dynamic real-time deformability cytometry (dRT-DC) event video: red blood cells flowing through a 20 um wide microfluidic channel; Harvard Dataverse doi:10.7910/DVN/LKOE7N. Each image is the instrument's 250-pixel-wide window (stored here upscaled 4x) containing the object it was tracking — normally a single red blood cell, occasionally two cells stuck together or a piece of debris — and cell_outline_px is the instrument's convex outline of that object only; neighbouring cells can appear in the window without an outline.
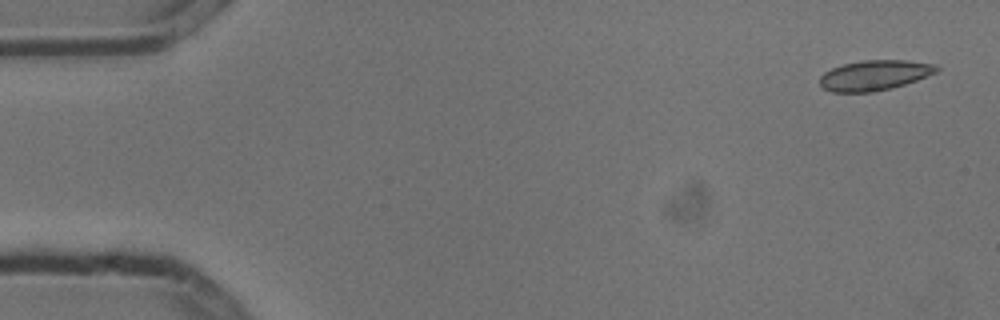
{"species": "common noctule bat (a hibernating species)", "species_latin": "Nyctalus noctula", "temperature_condition": "cold", "stored_images_in_passage": 5, "camera_frame_rate_fps": 3000, "um_per_image_px": 0.085, "animal": {"sex": "male", "body_mass_g": 13.3}, "frame": {"image": 1, "passage_image": 1, "time_ms": 0.0, "image_size_px": [1000, 320], "cell_outline_px": [[940, 68], [936, 72], [916, 80], [892, 88], [872, 92], [832, 92], [824, 88], [820, 84], [820, 76], [824, 72], [832, 68], [844, 64], [864, 60], [908, 60], [936, 64]], "centroid_in_image_um": [74.34, 6.39], "position_along_channel_um": 10.7, "area_um2": 20.46}}
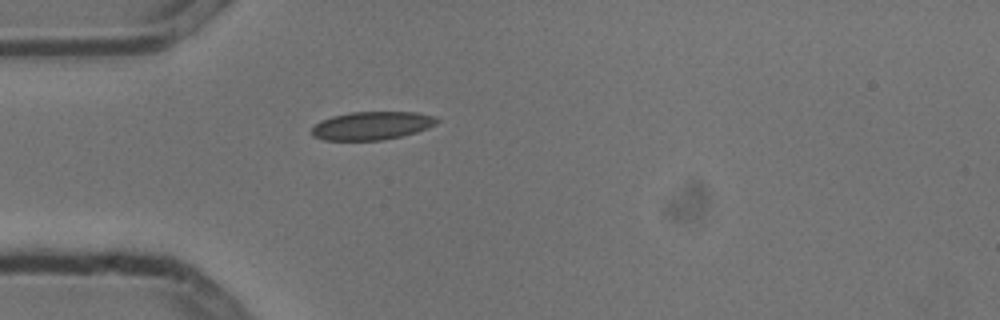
{"frame": {"image": 2, "passage_image": 5, "time_ms": 1.333, "image_size_px": [1000, 320], "cell_outline_px": [[440, 120], [436, 124], [428, 128], [416, 132], [384, 140], [324, 140], [312, 136], [312, 128], [320, 120], [332, 116], [352, 112], [416, 112], [436, 116]], "centroid_in_image_um": [31.62, 10.68], "position_along_channel_um": 53.4, "area_um2": 20.63}}